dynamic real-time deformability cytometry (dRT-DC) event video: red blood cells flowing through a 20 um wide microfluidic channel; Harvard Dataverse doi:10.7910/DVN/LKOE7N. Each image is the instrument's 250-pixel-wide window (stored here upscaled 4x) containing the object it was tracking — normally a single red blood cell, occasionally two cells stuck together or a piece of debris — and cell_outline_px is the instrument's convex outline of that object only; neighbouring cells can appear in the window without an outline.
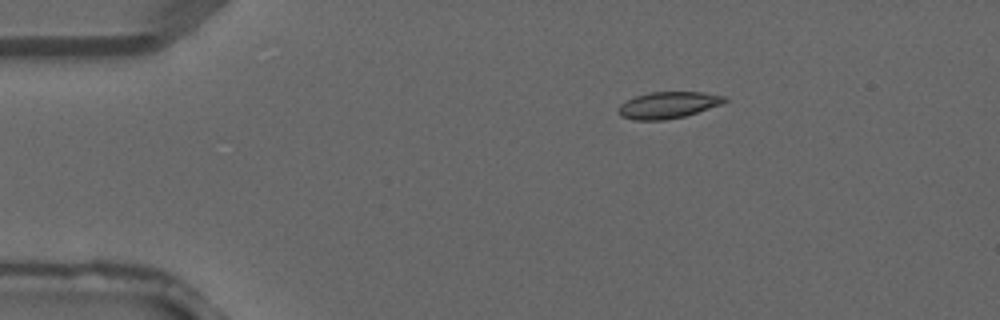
{"species": "common noctule bat (a hibernating species)", "species_latin": "Nyctalus noctula", "temperature_condition": "warm", "stored_images_in_passage": 2, "camera_frame_rate_fps": 3000, "um_per_image_px": 0.085, "animal": {"sex": "male", "forearm_length_mm": 52.5}, "frame": {"image": 1, "passage_image": 2, "time_ms": 0.333, "image_size_px": [1000, 320], "cell_outline_px": [[728, 100], [720, 104], [684, 116], [664, 120], [636, 120], [620, 116], [616, 112], [616, 108], [620, 104], [636, 96], [652, 92], [704, 92], [728, 96]], "centroid_in_image_um": [56.76, 8.93], "position_along_channel_um": 28.2, "area_um2": 16.42}}